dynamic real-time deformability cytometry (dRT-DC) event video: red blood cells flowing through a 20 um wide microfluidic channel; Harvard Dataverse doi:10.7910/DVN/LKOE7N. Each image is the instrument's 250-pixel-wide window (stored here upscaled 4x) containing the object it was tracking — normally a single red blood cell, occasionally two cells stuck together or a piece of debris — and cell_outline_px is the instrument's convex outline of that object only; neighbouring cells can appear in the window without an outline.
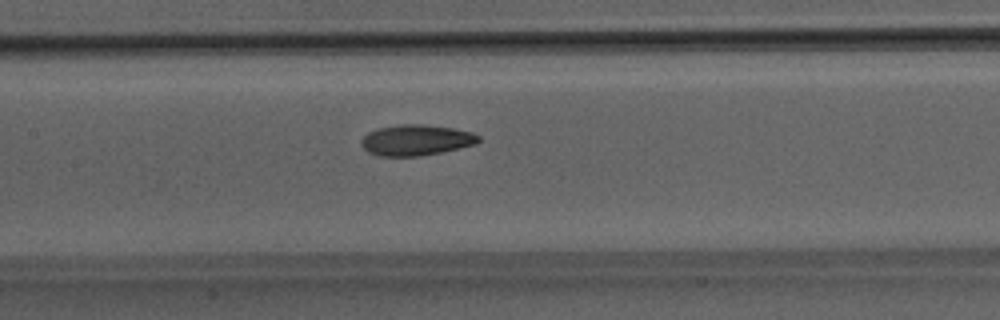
{"species": "Egyptian fruit bat (a non-hibernating species)", "species_latin": "Rousettus aegyptiacus", "temperature_condition": "room temperature", "stored_images_in_passage": 50, "camera_frame_rate_fps": 3000, "um_per_image_px": 0.085, "animal": {"sex": "male"}, "frame": {"image": 1, "passage_image": 25, "time_ms": 8.0, "image_size_px": [1000, 320], "cell_outline_px": [[480, 140], [476, 144], [440, 152], [416, 156], [380, 156], [368, 152], [360, 144], [360, 140], [368, 132], [376, 128], [404, 124], [420, 124], [452, 128], [472, 132], [480, 136]], "centroid_in_image_um": [35.34, 11.9], "position_along_channel_um": 172.1, "area_um2": 20.92}}
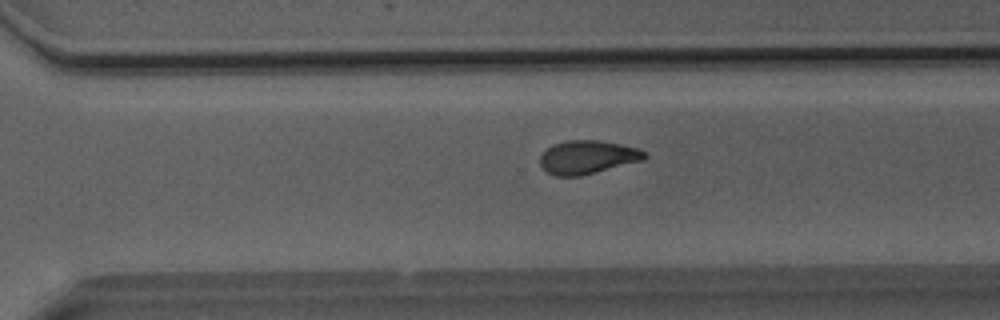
{"frame": {"image": 2, "passage_image": 36, "time_ms": 11.667, "image_size_px": [1000, 320], "cell_outline_px": [[648, 156], [644, 160], [580, 176], [556, 176], [544, 172], [540, 164], [540, 156], [552, 144], [568, 140], [596, 140], [620, 144], [640, 148], [648, 152]], "centroid_in_image_um": [49.96, 13.36], "position_along_channel_um": 320.6, "area_um2": 20.58}}
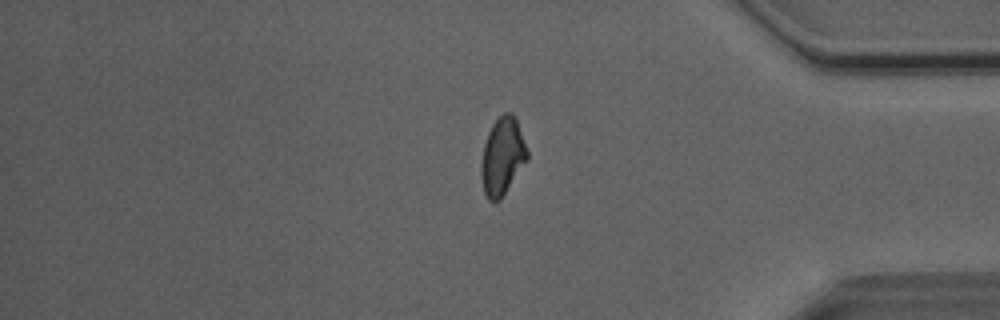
{"frame": {"image": 3, "passage_image": 43, "time_ms": 14.0, "image_size_px": [1000, 320], "cell_outline_px": [[528, 160], [500, 200], [488, 200], [484, 192], [480, 176], [480, 164], [484, 144], [488, 132], [492, 124], [504, 112], [512, 112], [516, 116], [528, 152]], "centroid_in_image_um": [42.7, 13.27], "position_along_channel_um": 392.5, "area_um2": 20.98}, "authors_computed_cell_mechanics": {"area_um2": 20.9525, "velocity_mm_per_s": 4.0676, "shape_relaxation_time_tau1_ms": null, "shape_relaxation_time_tau2_ms": 3.5611, "deformation_change_tau1": null, "deformation_change_tau2": 0.1142}}